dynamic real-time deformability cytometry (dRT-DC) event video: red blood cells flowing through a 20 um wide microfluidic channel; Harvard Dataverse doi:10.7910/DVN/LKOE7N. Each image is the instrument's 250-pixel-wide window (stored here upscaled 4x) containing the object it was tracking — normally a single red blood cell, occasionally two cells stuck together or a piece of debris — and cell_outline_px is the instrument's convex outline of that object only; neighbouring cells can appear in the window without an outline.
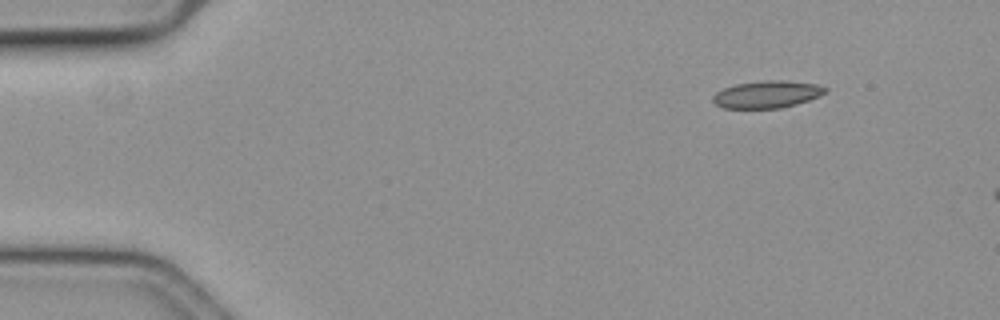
{"species": "common noctule bat (a hibernating species)", "species_latin": "Nyctalus noctula", "temperature_condition": "cold", "stored_images_in_passage": 8, "camera_frame_rate_fps": 3000, "um_per_image_px": 0.085, "animal": {"sex": "female", "body_mass_g": 19.3, "forearm_length_mm": 54.1}, "frame": {"image": 1, "passage_image": 1, "time_ms": 0.0, "image_size_px": [1000, 320], "cell_outline_px": [[828, 92], [820, 96], [796, 104], [780, 108], [724, 108], [716, 104], [712, 100], [712, 96], [716, 92], [724, 88], [736, 84], [764, 80], [784, 80], [816, 84], [828, 88]], "centroid_in_image_um": [65.22, 8.01], "position_along_channel_um": 19.8, "area_um2": 17.86}}